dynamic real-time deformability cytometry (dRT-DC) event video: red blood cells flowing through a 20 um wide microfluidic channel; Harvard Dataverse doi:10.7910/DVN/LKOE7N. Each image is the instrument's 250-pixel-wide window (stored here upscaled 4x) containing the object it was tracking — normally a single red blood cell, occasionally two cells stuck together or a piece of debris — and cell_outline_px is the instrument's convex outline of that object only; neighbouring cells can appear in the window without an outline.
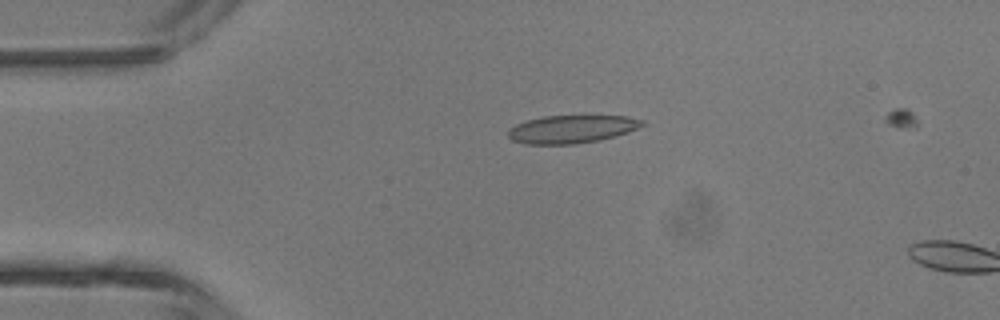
{"species": "common noctule bat (a hibernating species)", "species_latin": "Nyctalus noctula", "temperature_condition": "room temperature", "stored_images_in_passage": 4, "camera_frame_rate_fps": 3000, "um_per_image_px": 0.085, "animal": {"sex": "male", "body_mass_g": 13.3}, "frame": {"image": 1, "passage_image": 3, "time_ms": 2.0, "image_size_px": [1000, 320], "cell_outline_px": [[644, 124], [628, 132], [616, 136], [600, 140], [576, 144], [524, 144], [512, 140], [508, 136], [508, 128], [516, 124], [528, 120], [544, 116], [628, 116], [644, 120]], "centroid_in_image_um": [48.58, 10.98], "position_along_channel_um": 36.4, "area_um2": 21.85}}